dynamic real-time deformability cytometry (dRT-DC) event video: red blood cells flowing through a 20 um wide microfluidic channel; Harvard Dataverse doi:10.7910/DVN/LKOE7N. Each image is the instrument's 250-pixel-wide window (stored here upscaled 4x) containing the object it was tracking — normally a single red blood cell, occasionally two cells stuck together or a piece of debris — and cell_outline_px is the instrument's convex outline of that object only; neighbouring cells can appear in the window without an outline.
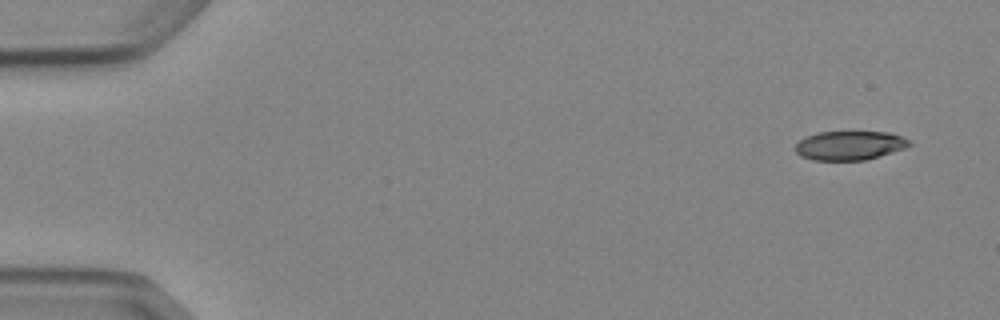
{"species": "Egyptian fruit bat (a non-hibernating species)", "species_latin": "Rousettus aegyptiacus", "temperature_condition": "cold", "stored_images_in_passage": 7, "camera_frame_rate_fps": 3000, "um_per_image_px": 0.085, "animal": {"sex": "female"}, "frame": {"image": 1, "passage_image": 1, "time_ms": 0.0, "image_size_px": [1000, 320], "cell_outline_px": [[912, 144], [904, 148], [880, 156], [864, 160], [812, 160], [800, 156], [796, 152], [796, 144], [804, 136], [816, 132], [888, 132], [912, 140]], "centroid_in_image_um": [72.21, 12.36], "position_along_channel_um": 12.8, "area_um2": 19.36}}
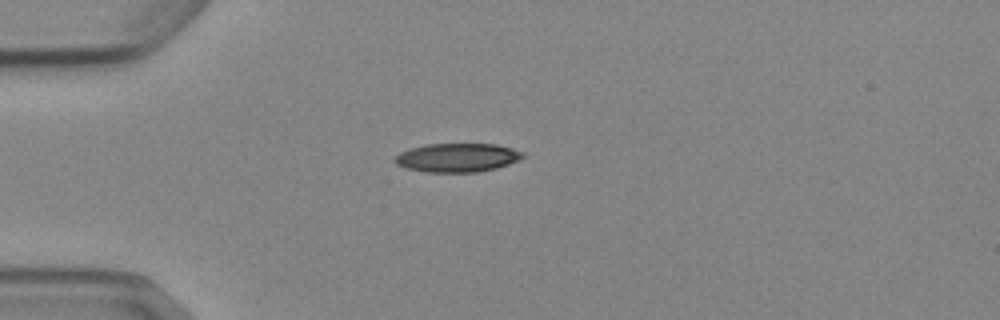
{"frame": {"image": 2, "passage_image": 4, "time_ms": 3.667, "image_size_px": [1000, 320], "cell_outline_px": [[524, 156], [520, 160], [496, 168], [476, 172], [428, 172], [404, 168], [396, 164], [392, 160], [400, 152], [412, 148], [428, 144], [496, 144], [512, 148], [524, 152]], "centroid_in_image_um": [38.87, 13.4], "position_along_channel_um": 46.1, "area_um2": 21.44}}
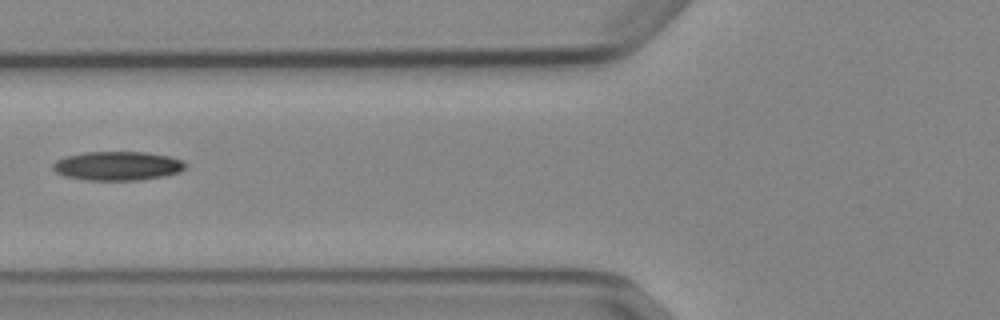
{"frame": {"image": 3, "passage_image": 6, "time_ms": 6.0, "image_size_px": [1000, 320], "cell_outline_px": [[188, 168], [180, 172], [164, 176], [140, 180], [84, 180], [64, 176], [56, 172], [52, 168], [52, 164], [56, 160], [64, 156], [84, 152], [144, 152], [168, 156], [184, 160], [188, 164]], "centroid_in_image_um": [10.01, 14.1], "position_along_channel_um": 115.8, "area_um2": 22.72}}